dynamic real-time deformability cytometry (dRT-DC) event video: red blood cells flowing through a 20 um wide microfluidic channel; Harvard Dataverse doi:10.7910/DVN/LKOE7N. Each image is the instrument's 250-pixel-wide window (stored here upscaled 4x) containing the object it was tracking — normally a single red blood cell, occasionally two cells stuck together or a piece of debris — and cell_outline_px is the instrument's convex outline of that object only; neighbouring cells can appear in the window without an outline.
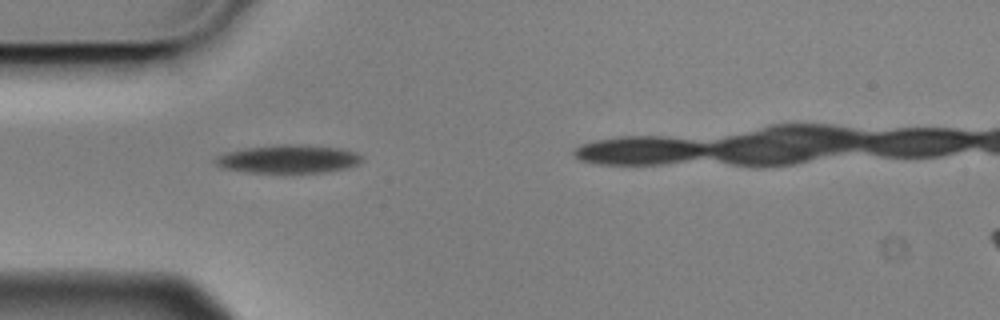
{"species": "Egyptian fruit bat (a non-hibernating species)", "species_latin": "Rousettus aegyptiacus", "temperature_condition": "cold", "stored_images_in_passage": 3, "segment_of_instrument_passage": [1, 2], "camera_frame_rate_fps": 3000, "um_per_image_px": 0.085, "animal": {"sex": "male"}, "frame": {"image": 1, "passage_image": 1, "time_ms": 0.0, "image_size_px": [1000, 320], "cell_outline_px": [[364, 160], [360, 164], [348, 168], [324, 172], [244, 172], [220, 168], [212, 160], [216, 156], [224, 152], [244, 148], [284, 144], [300, 144], [340, 148], [356, 152]], "centroid_in_image_um": [24.48, 13.51], "position_along_channel_um": 60.5, "area_um2": 24.39}}
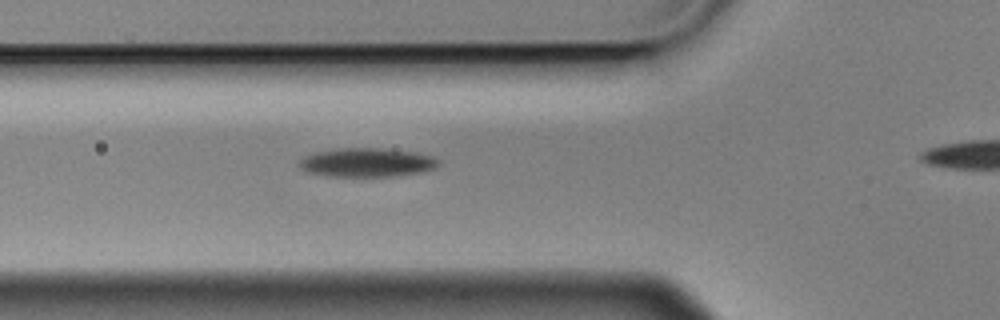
{"frame": {"image": 2, "passage_image": 2, "time_ms": 0.333, "image_size_px": [1000, 320], "cell_outline_px": [[440, 164], [432, 168], [420, 172], [392, 176], [328, 176], [308, 172], [300, 168], [300, 160], [304, 156], [316, 152], [340, 148], [384, 148], [416, 152], [432, 156]], "centroid_in_image_um": [31.16, 13.8], "position_along_channel_um": 94.6, "area_um2": 23.18}}